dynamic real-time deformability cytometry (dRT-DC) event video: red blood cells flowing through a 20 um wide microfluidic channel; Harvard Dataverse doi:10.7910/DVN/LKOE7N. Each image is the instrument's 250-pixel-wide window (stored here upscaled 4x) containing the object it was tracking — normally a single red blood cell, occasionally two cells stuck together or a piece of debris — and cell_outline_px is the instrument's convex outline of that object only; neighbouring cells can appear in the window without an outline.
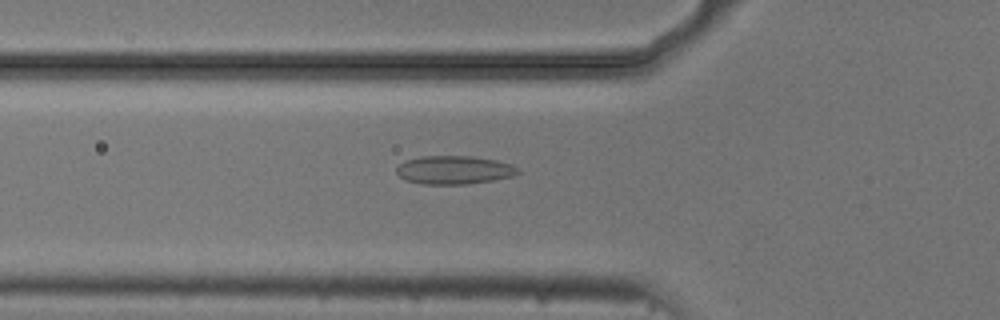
{"species": "common noctule bat (a hibernating species)", "species_latin": "Nyctalus noctula", "temperature_condition": "cold", "stored_images_in_passage": 36, "camera_frame_rate_fps": 3000, "um_per_image_px": 0.085, "animal": {"sex": "male", "body_mass_g": 20.5, "forearm_length_mm": 52.5}, "frame": {"image": 1, "passage_image": 2, "time_ms": 0.333, "image_size_px": [1000, 320], "cell_outline_px": [[520, 172], [512, 176], [492, 180], [468, 184], [420, 184], [404, 180], [396, 172], [396, 168], [404, 160], [420, 156], [472, 156], [496, 160], [512, 164], [520, 168]], "centroid_in_image_um": [38.59, 14.44], "position_along_channel_um": 87.2, "area_um2": 20.29}}
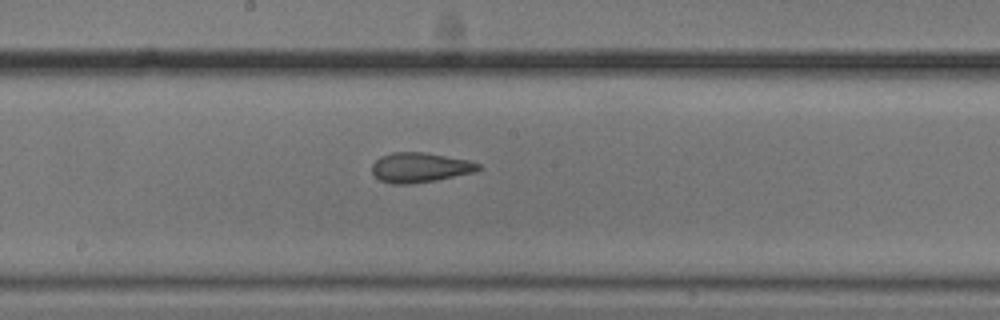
{"frame": {"image": 2, "passage_image": 12, "time_ms": 3.667, "image_size_px": [1000, 320], "cell_outline_px": [[484, 168], [476, 172], [436, 180], [408, 184], [392, 184], [380, 180], [372, 172], [372, 164], [380, 156], [392, 152], [424, 152], [468, 160], [480, 164]], "centroid_in_image_um": [35.72, 14.23], "position_along_channel_um": 212.5, "area_um2": 18.55}}
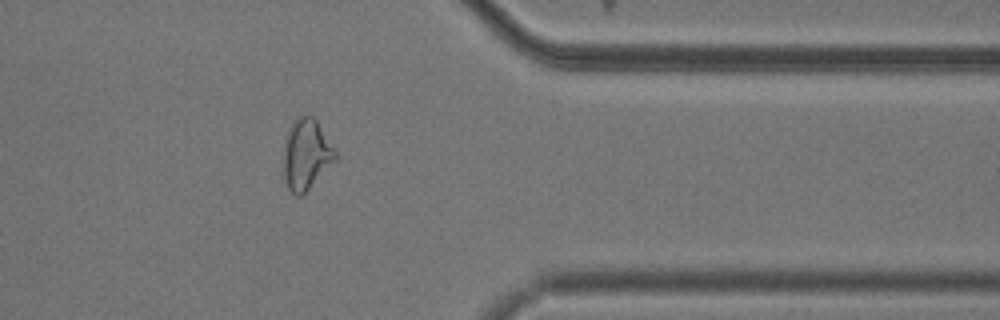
{"frame": {"image": 3, "passage_image": 27, "time_ms": 8.667, "image_size_px": [1000, 320], "cell_outline_px": [[336, 160], [300, 196], [296, 196], [288, 188], [280, 172], [284, 148], [288, 132], [292, 124], [300, 116], [312, 116], [316, 120], [336, 152]], "centroid_in_image_um": [25.98, 13.16], "position_along_channel_um": 385.4, "area_um2": 21.04}}